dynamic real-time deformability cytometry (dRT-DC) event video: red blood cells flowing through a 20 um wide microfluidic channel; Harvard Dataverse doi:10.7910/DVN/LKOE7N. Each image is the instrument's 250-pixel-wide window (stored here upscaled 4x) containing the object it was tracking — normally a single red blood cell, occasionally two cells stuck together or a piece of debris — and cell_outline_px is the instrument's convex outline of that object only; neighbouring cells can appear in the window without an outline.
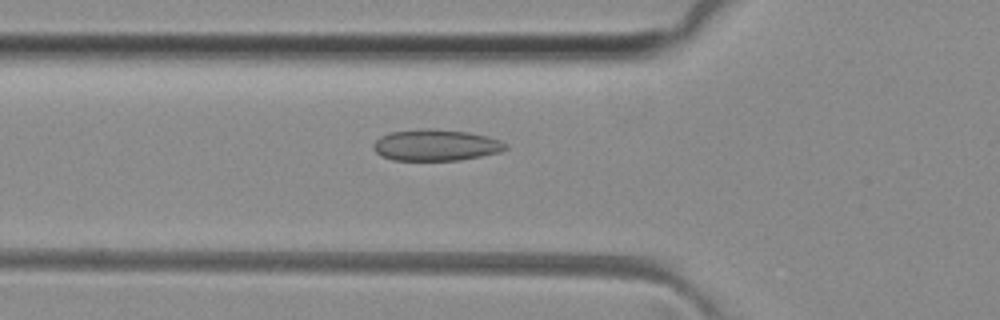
{"species": "common noctule bat (a hibernating species)", "species_latin": "Nyctalus noctula", "temperature_condition": "room temperature", "stored_images_in_passage": 50, "camera_frame_rate_fps": 3000, "um_per_image_px": 0.085, "animal": {"sex": "female", "body_mass_g": 29.2, "forearm_length_mm": 56.3}, "frame": {"image": 1, "passage_image": 17, "time_ms": 5.333, "image_size_px": [1000, 320], "cell_outline_px": [[508, 148], [500, 152], [460, 160], [392, 160], [376, 152], [372, 148], [372, 144], [380, 136], [392, 132], [428, 128], [432, 128], [468, 132], [488, 136], [500, 140], [508, 144]], "centroid_in_image_um": [37.07, 12.33], "position_along_channel_um": 88.7, "area_um2": 24.16}}
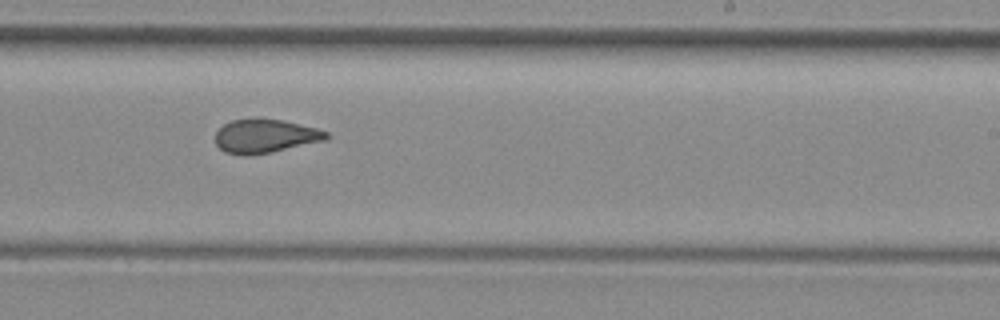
{"frame": {"image": 2, "passage_image": 30, "time_ms": 9.667, "image_size_px": [1000, 320], "cell_outline_px": [[332, 136], [324, 140], [272, 152], [252, 156], [244, 156], [224, 152], [216, 144], [216, 132], [224, 124], [232, 120], [284, 120], [316, 128], [328, 132]], "centroid_in_image_um": [22.55, 11.6], "position_along_channel_um": 266.5, "area_um2": 21.56}}
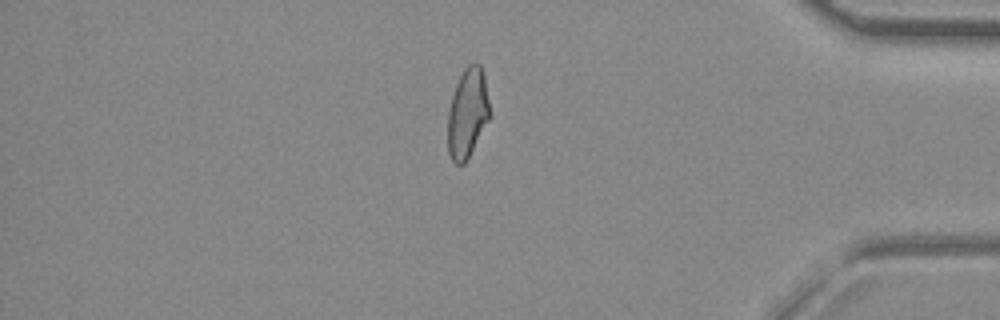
{"frame": {"image": 3, "passage_image": 42, "time_ms": 13.667, "image_size_px": [1000, 320], "cell_outline_px": [[492, 116], [464, 164], [456, 164], [452, 160], [448, 152], [448, 112], [452, 96], [456, 84], [464, 68], [468, 64], [476, 60], [480, 64], [484, 76], [492, 112]], "centroid_in_image_um": [39.77, 9.59], "position_along_channel_um": 395.4, "area_um2": 22.25}, "authors_computed_cell_mechanics": {"area_um2": 23.0044, "velocity_mm_per_s": 4.094, "shape_relaxation_time_tau1_ms": 9.3806, "shape_relaxation_time_tau2_ms": 1.3517, "deformation_change_tau1": 0.2098, "deformation_change_tau2": 0.0827}}